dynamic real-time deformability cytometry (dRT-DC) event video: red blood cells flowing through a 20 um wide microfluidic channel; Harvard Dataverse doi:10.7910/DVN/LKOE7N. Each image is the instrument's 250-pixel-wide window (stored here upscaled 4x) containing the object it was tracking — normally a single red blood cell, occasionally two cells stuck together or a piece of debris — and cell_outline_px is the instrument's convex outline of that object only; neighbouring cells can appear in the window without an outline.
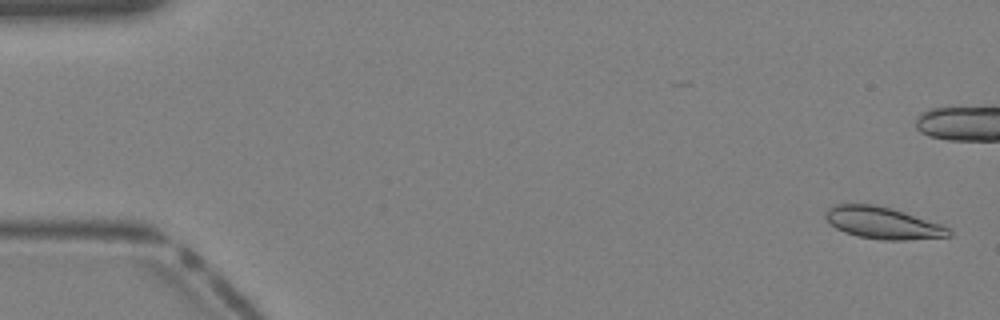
{"species": "Egyptian fruit bat (a non-hibernating species)", "species_latin": "Rousettus aegyptiacus", "temperature_condition": "warm", "stored_images_in_passage": 41, "camera_frame_rate_fps": 3000, "um_per_image_px": 0.085, "animal": {"sex": "female"}, "frame": {"image": 1, "passage_image": 2, "time_ms": 0.333, "image_size_px": [1000, 320], "cell_outline_px": [[952, 236], [904, 240], [884, 240], [856, 236], [844, 232], [836, 228], [824, 216], [824, 212], [828, 208], [836, 204], [872, 204], [892, 208], [940, 224], [948, 228], [952, 232]], "centroid_in_image_um": [75.02, 18.95], "position_along_channel_um": 10.0, "area_um2": 22.77}}
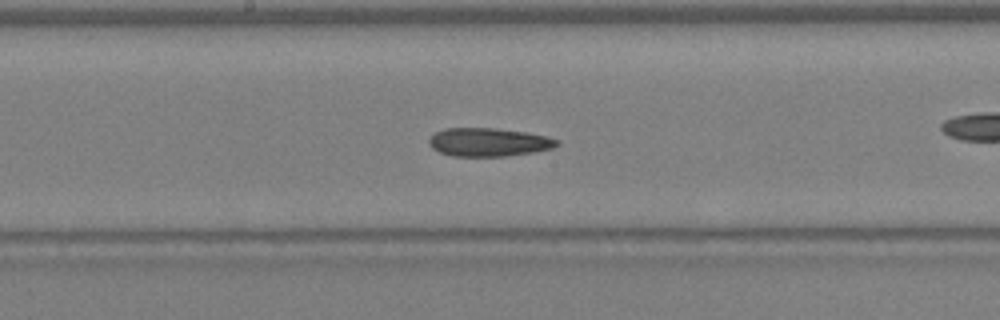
{"frame": {"image": 2, "passage_image": 22, "time_ms": 7.0, "image_size_px": [1000, 320], "cell_outline_px": [[560, 144], [552, 148], [536, 152], [504, 156], [452, 156], [440, 152], [432, 148], [428, 144], [428, 140], [436, 132], [444, 128], [496, 128], [524, 132], [544, 136], [560, 140]], "centroid_in_image_um": [41.53, 12.08], "position_along_channel_um": 206.7, "area_um2": 21.15}}
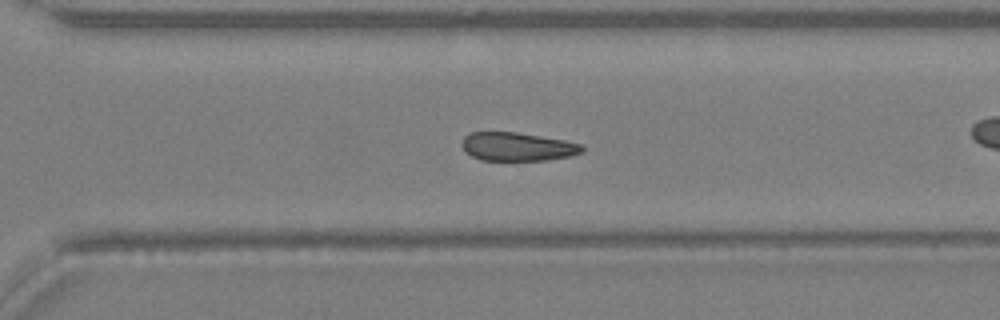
{"frame": {"image": 3, "passage_image": 29, "time_ms": 9.333, "image_size_px": [1000, 320], "cell_outline_px": [[584, 152], [572, 156], [548, 160], [480, 160], [464, 152], [460, 144], [464, 136], [468, 132], [516, 132], [564, 140], [584, 144]], "centroid_in_image_um": [43.98, 12.47], "position_along_channel_um": 326.6, "area_um2": 20.29}}